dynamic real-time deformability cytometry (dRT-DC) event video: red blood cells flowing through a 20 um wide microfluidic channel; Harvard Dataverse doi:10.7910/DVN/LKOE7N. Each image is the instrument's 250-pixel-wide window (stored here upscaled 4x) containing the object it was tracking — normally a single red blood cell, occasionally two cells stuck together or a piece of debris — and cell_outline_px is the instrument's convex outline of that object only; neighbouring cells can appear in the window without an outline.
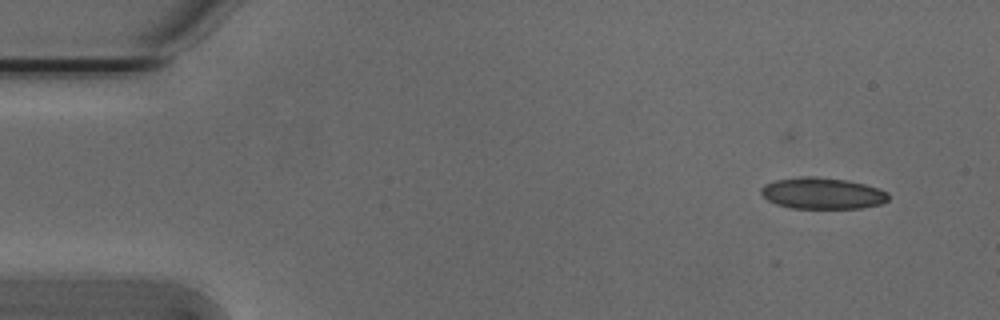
{"species": "Egyptian fruit bat (a non-hibernating species)", "species_latin": "Rousettus aegyptiacus", "temperature_condition": "cold", "stored_images_in_passage": 4, "camera_frame_rate_fps": 3000, "um_per_image_px": 0.085, "animal": {"sex": "male"}, "frame": {"image": 1, "passage_image": 1, "time_ms": 0.0, "image_size_px": [1000, 320], "cell_outline_px": [[888, 200], [880, 204], [860, 208], [792, 208], [776, 204], [768, 200], [760, 192], [760, 188], [764, 184], [776, 180], [800, 176], [816, 176], [848, 180], [880, 188], [888, 192]], "centroid_in_image_um": [69.9, 16.42], "position_along_channel_um": 15.1, "area_um2": 23.41}}